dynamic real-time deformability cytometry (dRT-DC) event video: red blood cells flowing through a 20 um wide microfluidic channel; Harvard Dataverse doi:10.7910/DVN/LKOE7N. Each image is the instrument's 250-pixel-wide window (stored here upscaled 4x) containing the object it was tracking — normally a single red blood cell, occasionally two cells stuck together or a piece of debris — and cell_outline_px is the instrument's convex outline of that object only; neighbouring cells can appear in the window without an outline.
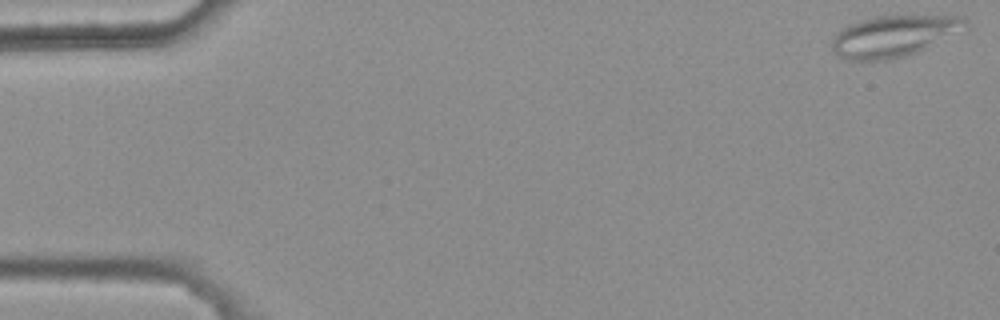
{"species": "common noctule bat (a hibernating species)", "species_latin": "Nyctalus noctula", "temperature_condition": "warm", "stored_images_in_passage": 4, "camera_frame_rate_fps": 3000, "um_per_image_px": 0.085, "animal": {"sex": "female", "body_mass_g": 25.1}, "frame": {"image": 1, "passage_image": 1, "time_ms": 0.0, "image_size_px": [1000, 320], "cell_outline_px": [[968, 28], [916, 52], [904, 56], [888, 60], [844, 60], [832, 48], [832, 36], [840, 28], [848, 24], [872, 16], [960, 16], [968, 20]], "centroid_in_image_um": [75.94, 3.05], "position_along_channel_um": 9.1, "area_um2": 32.14}}